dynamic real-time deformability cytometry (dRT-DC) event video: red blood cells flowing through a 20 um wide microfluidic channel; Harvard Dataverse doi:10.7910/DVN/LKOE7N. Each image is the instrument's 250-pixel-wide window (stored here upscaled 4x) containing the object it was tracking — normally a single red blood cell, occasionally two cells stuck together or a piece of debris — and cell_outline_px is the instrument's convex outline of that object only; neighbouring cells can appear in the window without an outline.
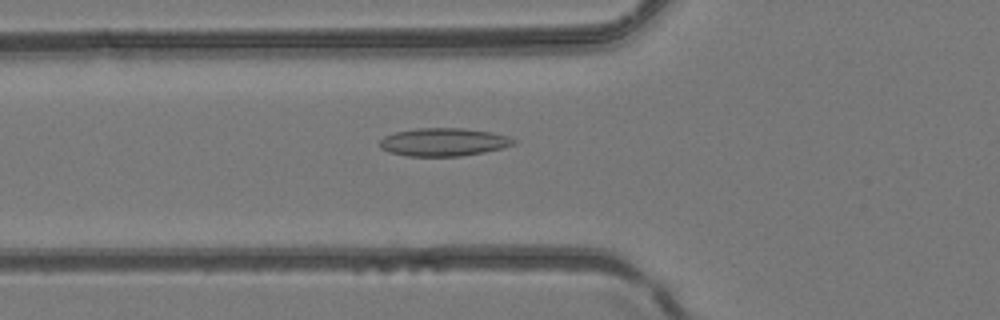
{"species": "common noctule bat (a hibernating species)", "species_latin": "Nyctalus noctula", "temperature_condition": "room temperature", "stored_images_in_passage": 48, "camera_frame_rate_fps": 3000, "um_per_image_px": 0.085, "animal": {"sex": "female", "body_mass_g": 24.6, "forearm_length_mm": 56.2}, "frame": {"image": 1, "passage_image": 18, "time_ms": 5.667, "image_size_px": [1000, 320], "cell_outline_px": [[516, 144], [504, 148], [484, 152], [460, 156], [408, 156], [388, 152], [380, 148], [380, 140], [384, 136], [396, 132], [416, 128], [464, 128], [492, 132], [508, 136], [516, 140]], "centroid_in_image_um": [37.72, 12.07], "position_along_channel_um": 88.1, "area_um2": 22.02}}
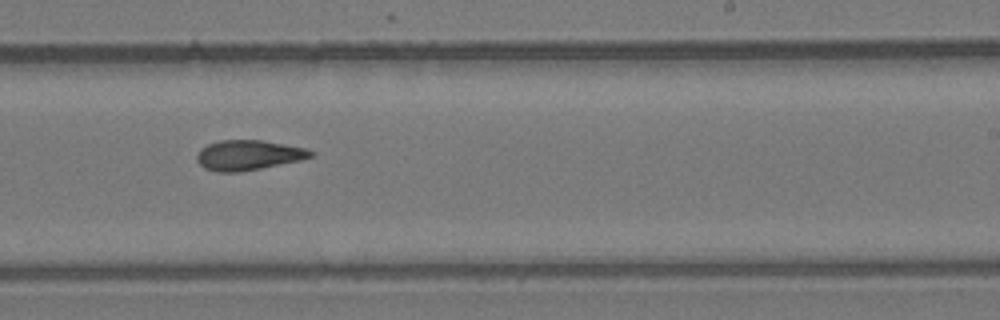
{"frame": {"image": 2, "passage_image": 30, "time_ms": 9.667, "image_size_px": [1000, 320], "cell_outline_px": [[312, 156], [300, 160], [260, 168], [236, 172], [216, 172], [204, 168], [196, 160], [196, 156], [200, 148], [208, 144], [220, 140], [264, 140], [304, 148], [312, 152]], "centroid_in_image_um": [21.04, 13.18], "position_along_channel_um": 268.0, "area_um2": 19.71}}
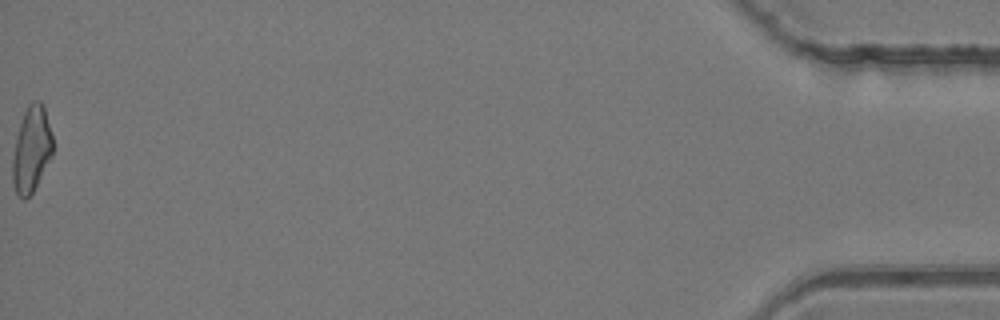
{"frame": {"image": 3, "passage_image": 48, "time_ms": 15.667, "image_size_px": [1000, 320], "cell_outline_px": [[52, 156], [32, 192], [24, 200], [16, 196], [12, 180], [12, 160], [16, 140], [20, 124], [24, 112], [28, 104], [32, 100], [40, 100], [44, 108], [52, 136]], "centroid_in_image_um": [2.66, 12.71], "position_along_channel_um": 432.5, "area_um2": 19.88}}